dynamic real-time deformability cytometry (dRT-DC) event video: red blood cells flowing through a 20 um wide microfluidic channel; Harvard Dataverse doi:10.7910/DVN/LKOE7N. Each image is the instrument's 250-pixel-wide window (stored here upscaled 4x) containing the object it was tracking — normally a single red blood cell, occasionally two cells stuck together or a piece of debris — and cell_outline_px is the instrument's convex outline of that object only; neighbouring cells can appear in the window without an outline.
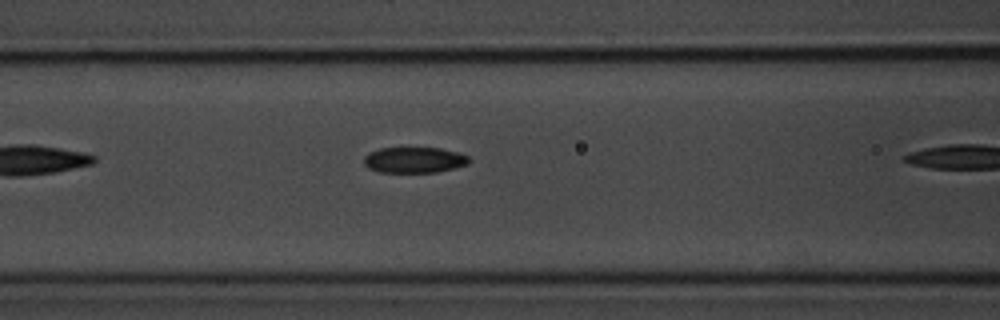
{"species": "common noctule bat (a hibernating species)", "species_latin": "Nyctalus noctula", "temperature_condition": "room temperature", "stored_images_in_passage": 6, "camera_frame_rate_fps": 3000, "um_per_image_px": 0.085, "animal": {"sex": "male", "body_mass_g": 20.1, "forearm_length_mm": 53.5}, "frame": {"image": 1, "passage_image": 5, "time_ms": 1.333, "image_size_px": [1000, 320], "cell_outline_px": [[468, 164], [456, 168], [436, 172], [380, 172], [368, 168], [364, 164], [364, 156], [368, 152], [380, 148], [408, 144], [440, 148], [456, 152], [468, 156]], "centroid_in_image_um": [35.16, 13.54], "position_along_channel_um": 131.4, "area_um2": 16.65}}